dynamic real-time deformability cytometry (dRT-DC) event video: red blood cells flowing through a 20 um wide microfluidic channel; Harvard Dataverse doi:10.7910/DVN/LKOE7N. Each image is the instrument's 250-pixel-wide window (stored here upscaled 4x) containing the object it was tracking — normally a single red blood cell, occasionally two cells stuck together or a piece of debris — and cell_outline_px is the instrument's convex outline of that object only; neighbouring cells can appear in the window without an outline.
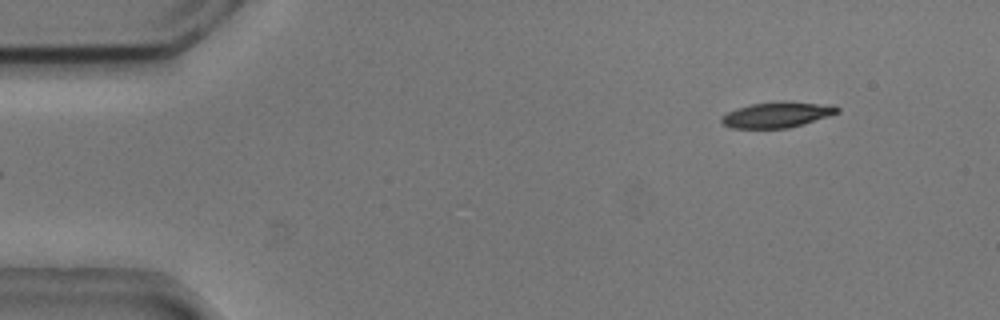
{"species": "common noctule bat (a hibernating species)", "species_latin": "Nyctalus noctula", "temperature_condition": "cold", "stored_images_in_passage": 49, "camera_frame_rate_fps": 3000, "um_per_image_px": 0.085, "animal": {"sex": "male", "body_mass_g": 20.5, "forearm_length_mm": 52.5}, "frame": {"image": 1, "passage_image": 1, "time_ms": 0.0, "image_size_px": [1000, 320], "cell_outline_px": [[840, 112], [804, 124], [788, 128], [732, 128], [720, 124], [720, 116], [736, 108], [752, 104], [836, 104], [840, 108]], "centroid_in_image_um": [66.0, 9.8], "position_along_channel_um": 19.0, "area_um2": 16.59}}
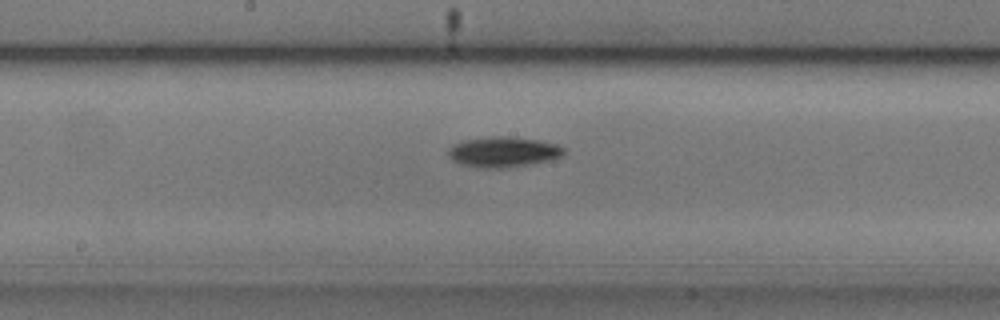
{"frame": {"image": 2, "passage_image": 23, "time_ms": 7.333, "image_size_px": [1000, 320], "cell_outline_px": [[564, 152], [560, 156], [552, 160], [532, 164], [504, 168], [476, 168], [460, 164], [452, 160], [448, 156], [448, 148], [452, 144], [464, 140], [492, 136], [508, 136], [540, 140], [556, 144], [564, 148]], "centroid_in_image_um": [42.74, 12.92], "position_along_channel_um": 205.5, "area_um2": 20.75}}
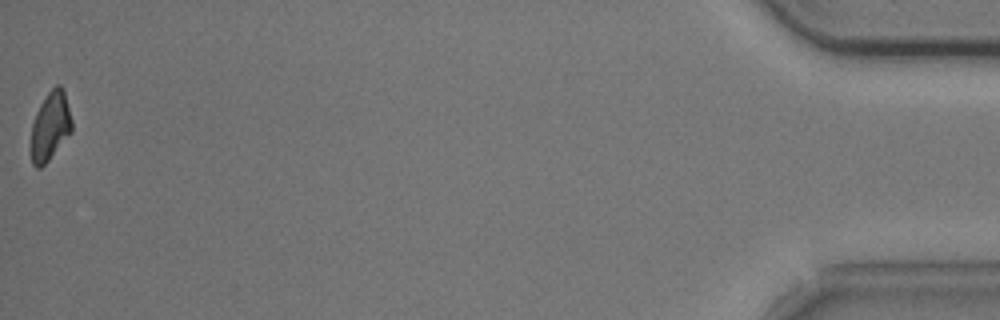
{"frame": {"image": 3, "passage_image": 49, "time_ms": 16.0, "image_size_px": [1000, 320], "cell_outline_px": [[72, 132], [48, 160], [40, 168], [36, 168], [32, 164], [28, 144], [32, 124], [36, 112], [40, 104], [48, 92], [56, 84], [60, 84], [64, 92], [72, 120]], "centroid_in_image_um": [4.23, 10.76], "position_along_channel_um": 431.0, "area_um2": 16.65}, "authors_computed_cell_mechanics": {"area_um2": 18.0336, "velocity_mm_per_s": 3.7376, "shape_relaxation_time_tau1_ms": 2.8923, "shape_relaxation_time_tau2_ms": null, "deformation_change_tau1": 0.1357, "deformation_change_tau2": null}}